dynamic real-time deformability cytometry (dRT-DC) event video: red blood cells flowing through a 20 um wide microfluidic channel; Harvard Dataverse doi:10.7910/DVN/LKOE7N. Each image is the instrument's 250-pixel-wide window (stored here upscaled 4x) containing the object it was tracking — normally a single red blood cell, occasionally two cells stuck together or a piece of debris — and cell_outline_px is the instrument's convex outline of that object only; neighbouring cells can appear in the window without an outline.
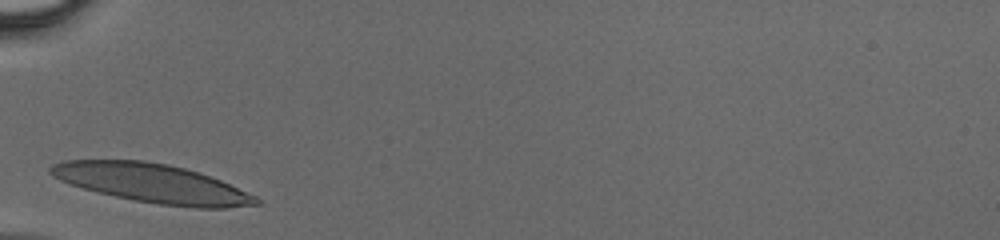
{"species": "human", "species_latin": "Homo sapiens", "temperature_condition": "cold", "stored_images_in_passage": 23, "camera_frame_rate_fps": 3000, "um_per_image_px": 0.085, "donor": {"sex": "male"}, "frame": {"image": 1, "passage_image": 1, "time_ms": 0.0, "image_size_px": [1000, 240], "cell_outline_px": [[260, 204], [228, 208], [196, 208], [160, 204], [136, 200], [116, 196], [84, 188], [60, 180], [52, 176], [48, 172], [48, 168], [52, 164], [64, 160], [144, 160], [168, 164], [200, 172], [212, 176], [256, 196], [260, 200]], "centroid_in_image_um": [12.96, 15.57], "position_along_channel_um": 72.0, "area_um2": 46.36}}
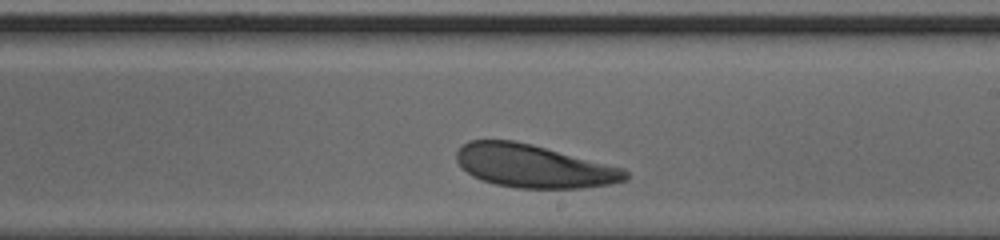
{"frame": {"image": 2, "passage_image": 13, "time_ms": 4.0, "image_size_px": [1000, 240], "cell_outline_px": [[628, 180], [612, 184], [580, 188], [516, 188], [496, 184], [480, 180], [472, 176], [456, 160], [456, 152], [468, 140], [516, 140], [532, 144], [624, 168], [628, 172]], "centroid_in_image_um": [45.38, 14.12], "position_along_channel_um": 243.6, "area_um2": 42.37}}
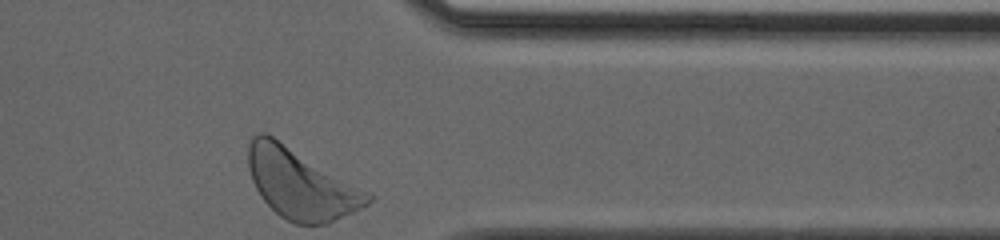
{"frame": {"image": 3, "passage_image": 23, "time_ms": 7.333, "image_size_px": [1000, 240], "cell_outline_px": [[376, 196], [368, 204], [328, 224], [296, 224], [280, 216], [264, 200], [256, 188], [252, 180], [248, 168], [248, 144], [252, 136], [256, 132], [264, 132], [272, 136], [372, 192]], "centroid_in_image_um": [25.6, 15.62], "position_along_channel_um": 385.8, "area_um2": 48.84}}